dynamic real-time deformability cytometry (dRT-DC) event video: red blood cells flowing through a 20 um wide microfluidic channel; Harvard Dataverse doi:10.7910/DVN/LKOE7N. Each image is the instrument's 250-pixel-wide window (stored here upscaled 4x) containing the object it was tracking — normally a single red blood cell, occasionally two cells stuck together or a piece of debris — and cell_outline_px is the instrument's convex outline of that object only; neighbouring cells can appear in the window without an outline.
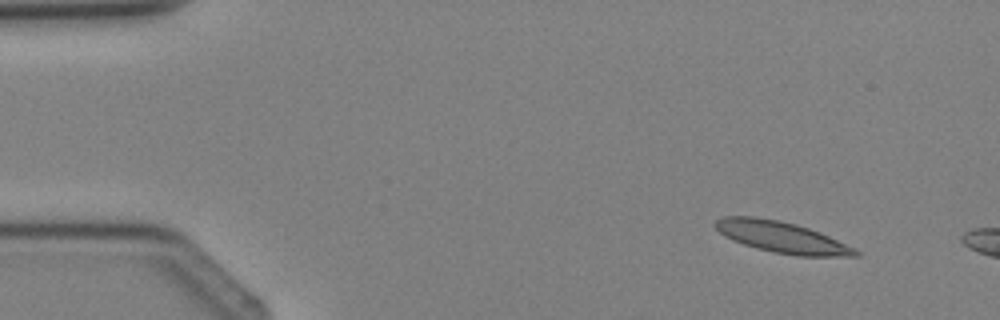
{"species": "Egyptian fruit bat (a non-hibernating species)", "species_latin": "Rousettus aegyptiacus", "temperature_condition": "cold", "stored_images_in_passage": 2, "camera_frame_rate_fps": 3000, "um_per_image_px": 0.085, "animal": {"sex": "female"}, "frame": {"image": 1, "passage_image": 2, "time_ms": 1.333, "image_size_px": [1000, 320], "cell_outline_px": [[860, 256], [796, 256], [772, 252], [756, 248], [732, 240], [724, 236], [712, 224], [716, 220], [724, 216], [752, 216], [776, 220], [796, 224], [820, 232], [856, 248], [860, 252]], "centroid_in_image_um": [66.45, 20.16], "position_along_channel_um": 18.5, "area_um2": 25.55}}